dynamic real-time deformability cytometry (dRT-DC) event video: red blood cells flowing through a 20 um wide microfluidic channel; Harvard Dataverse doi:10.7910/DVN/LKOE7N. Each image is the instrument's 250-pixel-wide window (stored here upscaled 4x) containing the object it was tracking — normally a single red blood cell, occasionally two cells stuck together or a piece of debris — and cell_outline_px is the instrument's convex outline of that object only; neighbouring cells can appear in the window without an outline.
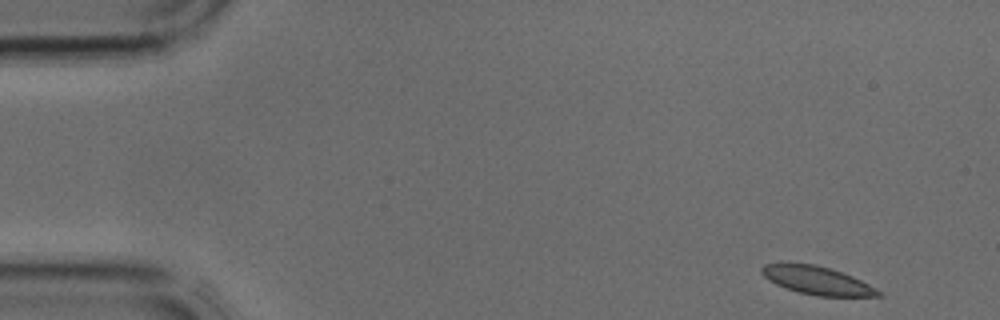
{"species": "common noctule bat (a hibernating species)", "species_latin": "Nyctalus noctula", "temperature_condition": "cold", "stored_images_in_passage": 3, "camera_frame_rate_fps": 3000, "um_per_image_px": 0.085, "animal": {"sex": "male", "body_mass_g": 17.9, "forearm_length_mm": 54.2}, "frame": {"image": 1, "passage_image": 1, "time_ms": 0.0, "image_size_px": [1000, 320], "cell_outline_px": [[884, 296], [816, 296], [800, 292], [776, 284], [768, 280], [760, 272], [760, 268], [764, 264], [816, 264], [852, 276], [884, 292]], "centroid_in_image_um": [69.48, 23.85], "position_along_channel_um": 15.5, "area_um2": 18.84}}
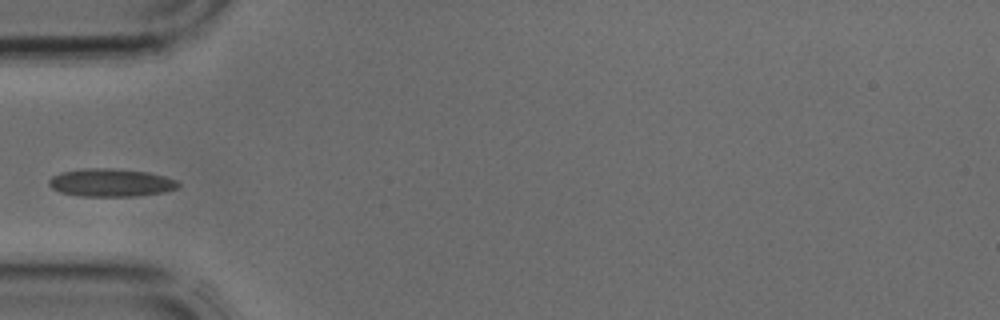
{"frame": {"image": 2, "passage_image": 3, "time_ms": 0.667, "image_size_px": [1000, 320], "cell_outline_px": [[180, 188], [164, 192], [136, 196], [80, 196], [60, 192], [52, 188], [48, 184], [48, 180], [52, 176], [60, 172], [84, 168], [112, 168], [148, 172], [164, 176], [176, 180], [180, 184]], "centroid_in_image_um": [9.43, 15.52], "position_along_channel_um": 75.6, "area_um2": 21.21}}